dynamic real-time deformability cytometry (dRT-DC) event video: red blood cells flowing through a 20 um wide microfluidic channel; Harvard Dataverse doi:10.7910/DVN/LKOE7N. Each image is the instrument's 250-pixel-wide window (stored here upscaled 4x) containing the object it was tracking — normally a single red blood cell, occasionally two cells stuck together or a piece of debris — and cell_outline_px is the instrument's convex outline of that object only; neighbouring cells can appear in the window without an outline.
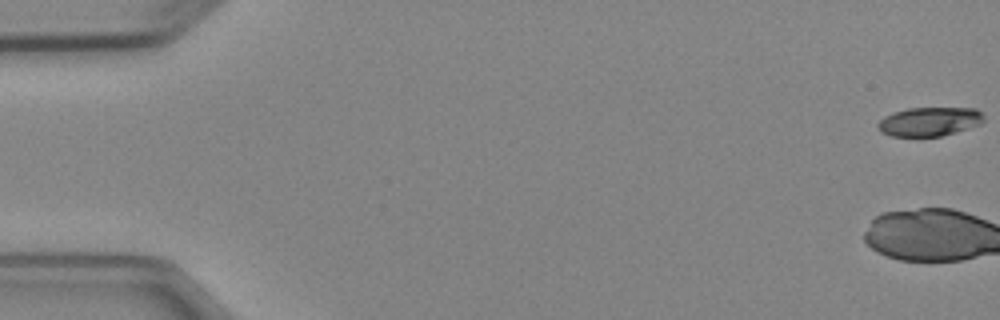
{"species": "Egyptian fruit bat (a non-hibernating species)", "species_latin": "Rousettus aegyptiacus", "temperature_condition": "cold", "stored_images_in_passage": 6, "camera_frame_rate_fps": 3000, "um_per_image_px": 0.085, "animal": {"sex": "female"}, "frame": {"image": 1, "passage_image": 1, "time_ms": 0.0, "image_size_px": [1000, 320], "cell_outline_px": [[984, 120], [980, 124], [968, 128], [940, 136], [892, 136], [884, 132], [876, 124], [884, 116], [892, 112], [908, 108], [976, 108], [984, 116]], "centroid_in_image_um": [79.01, 10.32], "position_along_channel_um": 6.0, "area_um2": 17.69}}